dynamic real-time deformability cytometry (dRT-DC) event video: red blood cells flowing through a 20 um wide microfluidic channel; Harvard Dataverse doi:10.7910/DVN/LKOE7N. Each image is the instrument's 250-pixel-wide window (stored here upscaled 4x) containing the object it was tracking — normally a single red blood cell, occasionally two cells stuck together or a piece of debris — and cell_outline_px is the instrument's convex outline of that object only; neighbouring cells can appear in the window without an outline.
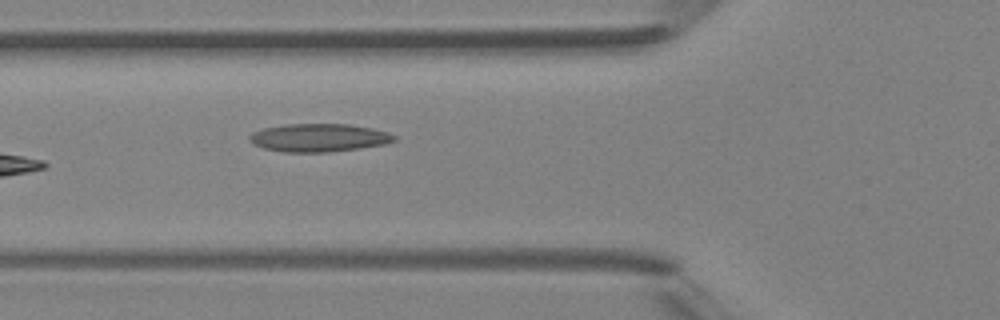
{"species": "Egyptian fruit bat (a non-hibernating species)", "species_latin": "Rousettus aegyptiacus", "temperature_condition": "room temperature", "stored_images_in_passage": 5, "camera_frame_rate_fps": 3000, "um_per_image_px": 0.085, "animal": {"sex": "female"}, "frame": {"image": 1, "passage_image": 5, "time_ms": 5.333, "image_size_px": [1000, 320], "cell_outline_px": [[396, 140], [384, 144], [360, 148], [328, 152], [284, 152], [264, 148], [252, 144], [248, 140], [248, 136], [252, 132], [264, 128], [288, 124], [348, 124], [372, 128], [388, 132], [396, 136]], "centroid_in_image_um": [27.08, 11.7], "position_along_channel_um": 98.7, "area_um2": 23.7}}